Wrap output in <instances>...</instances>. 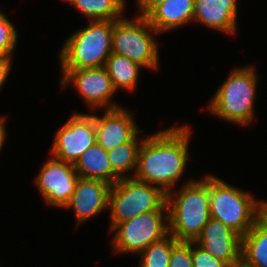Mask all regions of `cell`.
I'll return each instance as SVG.
<instances>
[{"label":"cell","mask_w":267,"mask_h":267,"mask_svg":"<svg viewBox=\"0 0 267 267\" xmlns=\"http://www.w3.org/2000/svg\"><path fill=\"white\" fill-rule=\"evenodd\" d=\"M61 72L60 86L64 89L72 85L92 112L122 107L112 100L117 91L105 67L61 69Z\"/></svg>","instance_id":"9"},{"label":"cell","mask_w":267,"mask_h":267,"mask_svg":"<svg viewBox=\"0 0 267 267\" xmlns=\"http://www.w3.org/2000/svg\"><path fill=\"white\" fill-rule=\"evenodd\" d=\"M116 91L133 92L137 86L142 66L125 56L111 53L104 66Z\"/></svg>","instance_id":"19"},{"label":"cell","mask_w":267,"mask_h":267,"mask_svg":"<svg viewBox=\"0 0 267 267\" xmlns=\"http://www.w3.org/2000/svg\"><path fill=\"white\" fill-rule=\"evenodd\" d=\"M111 240L113 254H139L150 244L169 235L168 208L165 203L159 210L137 215L115 226Z\"/></svg>","instance_id":"8"},{"label":"cell","mask_w":267,"mask_h":267,"mask_svg":"<svg viewBox=\"0 0 267 267\" xmlns=\"http://www.w3.org/2000/svg\"><path fill=\"white\" fill-rule=\"evenodd\" d=\"M169 267H193L191 241H179L172 248Z\"/></svg>","instance_id":"25"},{"label":"cell","mask_w":267,"mask_h":267,"mask_svg":"<svg viewBox=\"0 0 267 267\" xmlns=\"http://www.w3.org/2000/svg\"><path fill=\"white\" fill-rule=\"evenodd\" d=\"M5 125H6V117L0 116V151L4 147L7 137Z\"/></svg>","instance_id":"28"},{"label":"cell","mask_w":267,"mask_h":267,"mask_svg":"<svg viewBox=\"0 0 267 267\" xmlns=\"http://www.w3.org/2000/svg\"><path fill=\"white\" fill-rule=\"evenodd\" d=\"M259 220L267 226V200H259Z\"/></svg>","instance_id":"29"},{"label":"cell","mask_w":267,"mask_h":267,"mask_svg":"<svg viewBox=\"0 0 267 267\" xmlns=\"http://www.w3.org/2000/svg\"><path fill=\"white\" fill-rule=\"evenodd\" d=\"M13 55H0V90L8 80L7 77L10 75L12 69Z\"/></svg>","instance_id":"26"},{"label":"cell","mask_w":267,"mask_h":267,"mask_svg":"<svg viewBox=\"0 0 267 267\" xmlns=\"http://www.w3.org/2000/svg\"><path fill=\"white\" fill-rule=\"evenodd\" d=\"M256 196L209 173L211 218L222 222L243 237L259 220Z\"/></svg>","instance_id":"5"},{"label":"cell","mask_w":267,"mask_h":267,"mask_svg":"<svg viewBox=\"0 0 267 267\" xmlns=\"http://www.w3.org/2000/svg\"><path fill=\"white\" fill-rule=\"evenodd\" d=\"M96 142L95 114L75 112L56 132L50 155L74 165Z\"/></svg>","instance_id":"10"},{"label":"cell","mask_w":267,"mask_h":267,"mask_svg":"<svg viewBox=\"0 0 267 267\" xmlns=\"http://www.w3.org/2000/svg\"><path fill=\"white\" fill-rule=\"evenodd\" d=\"M194 242L230 267L241 264L242 237L220 221L210 218Z\"/></svg>","instance_id":"13"},{"label":"cell","mask_w":267,"mask_h":267,"mask_svg":"<svg viewBox=\"0 0 267 267\" xmlns=\"http://www.w3.org/2000/svg\"><path fill=\"white\" fill-rule=\"evenodd\" d=\"M171 234L160 241L150 244L140 252L139 267H169L172 248L178 243Z\"/></svg>","instance_id":"22"},{"label":"cell","mask_w":267,"mask_h":267,"mask_svg":"<svg viewBox=\"0 0 267 267\" xmlns=\"http://www.w3.org/2000/svg\"><path fill=\"white\" fill-rule=\"evenodd\" d=\"M190 125H174L144 135L134 178L160 187L166 194L183 178L192 137Z\"/></svg>","instance_id":"1"},{"label":"cell","mask_w":267,"mask_h":267,"mask_svg":"<svg viewBox=\"0 0 267 267\" xmlns=\"http://www.w3.org/2000/svg\"><path fill=\"white\" fill-rule=\"evenodd\" d=\"M1 10V9H0ZM18 32L5 13L0 11V55H14Z\"/></svg>","instance_id":"23"},{"label":"cell","mask_w":267,"mask_h":267,"mask_svg":"<svg viewBox=\"0 0 267 267\" xmlns=\"http://www.w3.org/2000/svg\"><path fill=\"white\" fill-rule=\"evenodd\" d=\"M139 16H145L153 7L165 0H135Z\"/></svg>","instance_id":"27"},{"label":"cell","mask_w":267,"mask_h":267,"mask_svg":"<svg viewBox=\"0 0 267 267\" xmlns=\"http://www.w3.org/2000/svg\"><path fill=\"white\" fill-rule=\"evenodd\" d=\"M167 193L169 234L177 241H195L211 218L209 174L190 179Z\"/></svg>","instance_id":"2"},{"label":"cell","mask_w":267,"mask_h":267,"mask_svg":"<svg viewBox=\"0 0 267 267\" xmlns=\"http://www.w3.org/2000/svg\"><path fill=\"white\" fill-rule=\"evenodd\" d=\"M195 0H165L153 7L145 18L160 34L193 22Z\"/></svg>","instance_id":"16"},{"label":"cell","mask_w":267,"mask_h":267,"mask_svg":"<svg viewBox=\"0 0 267 267\" xmlns=\"http://www.w3.org/2000/svg\"><path fill=\"white\" fill-rule=\"evenodd\" d=\"M254 65L236 66L209 100V113L227 123L250 125L255 119L258 77Z\"/></svg>","instance_id":"3"},{"label":"cell","mask_w":267,"mask_h":267,"mask_svg":"<svg viewBox=\"0 0 267 267\" xmlns=\"http://www.w3.org/2000/svg\"><path fill=\"white\" fill-rule=\"evenodd\" d=\"M114 21H90L65 39L59 50L60 69L104 67L112 53Z\"/></svg>","instance_id":"4"},{"label":"cell","mask_w":267,"mask_h":267,"mask_svg":"<svg viewBox=\"0 0 267 267\" xmlns=\"http://www.w3.org/2000/svg\"><path fill=\"white\" fill-rule=\"evenodd\" d=\"M144 133L142 129L130 142L118 145L107 151L110 165L113 171L120 178L133 177L138 160V153L144 138H140L139 134ZM131 173L129 175L128 173Z\"/></svg>","instance_id":"20"},{"label":"cell","mask_w":267,"mask_h":267,"mask_svg":"<svg viewBox=\"0 0 267 267\" xmlns=\"http://www.w3.org/2000/svg\"><path fill=\"white\" fill-rule=\"evenodd\" d=\"M133 19L114 21L112 53L125 56L147 70L156 71L159 66V47L156 38L159 34L145 16L135 15Z\"/></svg>","instance_id":"6"},{"label":"cell","mask_w":267,"mask_h":267,"mask_svg":"<svg viewBox=\"0 0 267 267\" xmlns=\"http://www.w3.org/2000/svg\"><path fill=\"white\" fill-rule=\"evenodd\" d=\"M63 1H66L67 3H69L70 5H72V3H73L75 0H63Z\"/></svg>","instance_id":"30"},{"label":"cell","mask_w":267,"mask_h":267,"mask_svg":"<svg viewBox=\"0 0 267 267\" xmlns=\"http://www.w3.org/2000/svg\"><path fill=\"white\" fill-rule=\"evenodd\" d=\"M97 143L105 150L130 142L142 129L135 122L134 114L122 107L103 110V115L95 113Z\"/></svg>","instance_id":"12"},{"label":"cell","mask_w":267,"mask_h":267,"mask_svg":"<svg viewBox=\"0 0 267 267\" xmlns=\"http://www.w3.org/2000/svg\"><path fill=\"white\" fill-rule=\"evenodd\" d=\"M74 168L81 178L98 179L110 185L121 179L110 165L107 150L97 142L79 157Z\"/></svg>","instance_id":"17"},{"label":"cell","mask_w":267,"mask_h":267,"mask_svg":"<svg viewBox=\"0 0 267 267\" xmlns=\"http://www.w3.org/2000/svg\"><path fill=\"white\" fill-rule=\"evenodd\" d=\"M193 267H230L226 262L214 258L196 242L191 241Z\"/></svg>","instance_id":"24"},{"label":"cell","mask_w":267,"mask_h":267,"mask_svg":"<svg viewBox=\"0 0 267 267\" xmlns=\"http://www.w3.org/2000/svg\"><path fill=\"white\" fill-rule=\"evenodd\" d=\"M126 4V0H75L71 6L89 22L121 19L126 12Z\"/></svg>","instance_id":"21"},{"label":"cell","mask_w":267,"mask_h":267,"mask_svg":"<svg viewBox=\"0 0 267 267\" xmlns=\"http://www.w3.org/2000/svg\"><path fill=\"white\" fill-rule=\"evenodd\" d=\"M166 198L167 194L160 187L134 177L121 178L111 185L109 192V232L137 215L159 210L166 203Z\"/></svg>","instance_id":"7"},{"label":"cell","mask_w":267,"mask_h":267,"mask_svg":"<svg viewBox=\"0 0 267 267\" xmlns=\"http://www.w3.org/2000/svg\"><path fill=\"white\" fill-rule=\"evenodd\" d=\"M233 267H245L242 263L237 265V266H233Z\"/></svg>","instance_id":"31"},{"label":"cell","mask_w":267,"mask_h":267,"mask_svg":"<svg viewBox=\"0 0 267 267\" xmlns=\"http://www.w3.org/2000/svg\"><path fill=\"white\" fill-rule=\"evenodd\" d=\"M237 0H195L194 19L209 29L229 34H237Z\"/></svg>","instance_id":"15"},{"label":"cell","mask_w":267,"mask_h":267,"mask_svg":"<svg viewBox=\"0 0 267 267\" xmlns=\"http://www.w3.org/2000/svg\"><path fill=\"white\" fill-rule=\"evenodd\" d=\"M41 168L34 179L36 189L48 207L64 208L80 178L74 165L50 155Z\"/></svg>","instance_id":"11"},{"label":"cell","mask_w":267,"mask_h":267,"mask_svg":"<svg viewBox=\"0 0 267 267\" xmlns=\"http://www.w3.org/2000/svg\"><path fill=\"white\" fill-rule=\"evenodd\" d=\"M110 188L111 185L102 180L78 179L75 191L64 207L73 210L77 227L108 209Z\"/></svg>","instance_id":"14"},{"label":"cell","mask_w":267,"mask_h":267,"mask_svg":"<svg viewBox=\"0 0 267 267\" xmlns=\"http://www.w3.org/2000/svg\"><path fill=\"white\" fill-rule=\"evenodd\" d=\"M241 263L245 267H267V226L260 220L242 237Z\"/></svg>","instance_id":"18"}]
</instances>
